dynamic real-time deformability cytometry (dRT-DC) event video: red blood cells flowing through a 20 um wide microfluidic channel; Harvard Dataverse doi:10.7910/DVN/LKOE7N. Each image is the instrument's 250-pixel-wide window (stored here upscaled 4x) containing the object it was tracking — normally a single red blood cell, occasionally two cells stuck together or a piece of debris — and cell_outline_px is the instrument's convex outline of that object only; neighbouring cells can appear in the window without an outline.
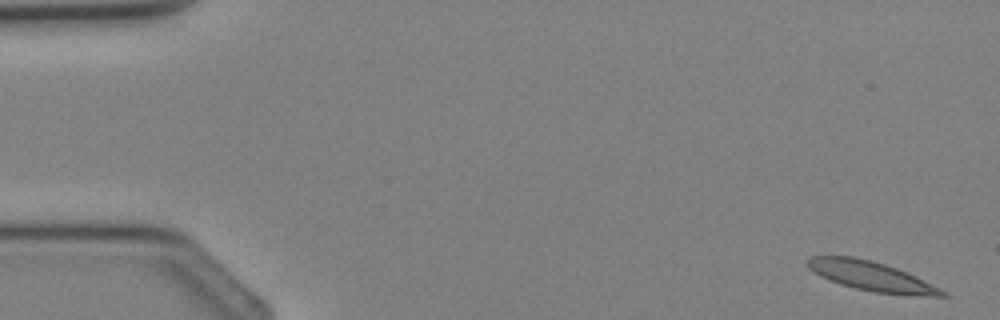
{"species": "Egyptian fruit bat (a non-hibernating species)", "species_latin": "Rousettus aegyptiacus", "temperature_condition": "cold", "stored_images_in_passage": 4, "camera_frame_rate_fps": 3000, "um_per_image_px": 0.085, "animal": {"sex": "female"}, "frame": {"image": 1, "passage_image": 1, "time_ms": 0.0, "image_size_px": [1000, 320], "cell_outline_px": [[948, 296], [928, 296], [872, 292], [840, 284], [820, 276], [812, 272], [804, 264], [804, 260], [808, 256], [852, 256], [872, 260], [896, 268], [916, 276], [948, 292]], "centroid_in_image_um": [74.0, 23.46], "position_along_channel_um": 11.0, "area_um2": 23.24}}
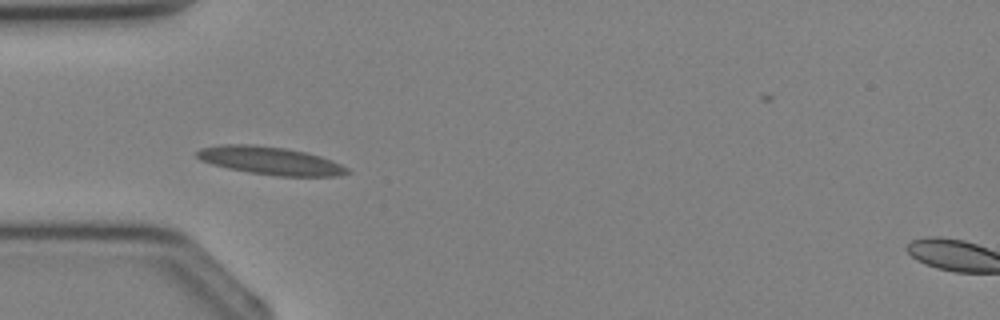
{"frame": {"image": 2, "passage_image": 4, "time_ms": 3.333, "image_size_px": [1000, 320], "cell_outline_px": [[352, 172], [340, 176], [276, 176], [228, 168], [212, 164], [200, 160], [196, 156], [196, 152], [200, 148], [220, 144], [252, 144], [284, 148], [304, 152], [320, 156], [332, 160], [348, 168]], "centroid_in_image_um": [22.98, 13.65], "position_along_channel_um": 62.0, "area_um2": 24.39}}